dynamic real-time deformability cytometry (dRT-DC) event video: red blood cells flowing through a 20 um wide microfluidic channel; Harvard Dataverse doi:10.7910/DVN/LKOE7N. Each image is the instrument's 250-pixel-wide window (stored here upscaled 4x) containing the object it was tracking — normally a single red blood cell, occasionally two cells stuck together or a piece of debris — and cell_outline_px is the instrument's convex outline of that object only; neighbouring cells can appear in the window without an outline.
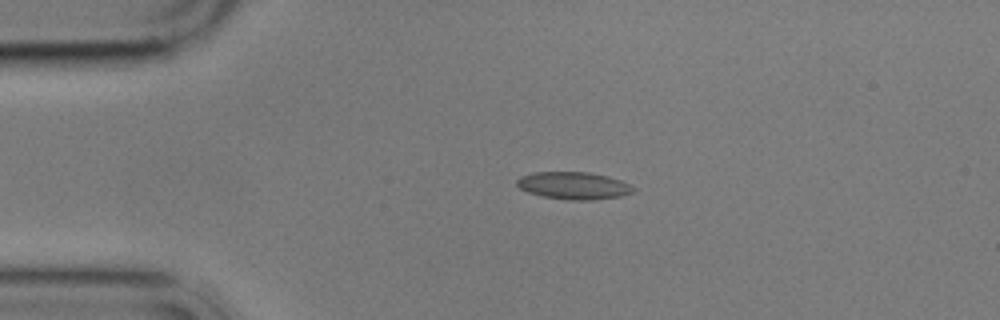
{"species": "common noctule bat (a hibernating species)", "species_latin": "Nyctalus noctula", "temperature_condition": "cold", "stored_images_in_passage": 3, "camera_frame_rate_fps": 3000, "um_per_image_px": 0.085, "animal": {"sex": "male", "body_mass_g": 17.9}, "frame": {"image": 1, "passage_image": 2, "time_ms": 2.0, "image_size_px": [1000, 320], "cell_outline_px": [[636, 188], [632, 192], [620, 196], [592, 200], [568, 200], [544, 196], [528, 192], [520, 188], [516, 184], [516, 180], [520, 176], [536, 172], [588, 172], [608, 176], [620, 180]], "centroid_in_image_um": [48.75, 15.77], "position_along_channel_um": 36.3, "area_um2": 18.44}}